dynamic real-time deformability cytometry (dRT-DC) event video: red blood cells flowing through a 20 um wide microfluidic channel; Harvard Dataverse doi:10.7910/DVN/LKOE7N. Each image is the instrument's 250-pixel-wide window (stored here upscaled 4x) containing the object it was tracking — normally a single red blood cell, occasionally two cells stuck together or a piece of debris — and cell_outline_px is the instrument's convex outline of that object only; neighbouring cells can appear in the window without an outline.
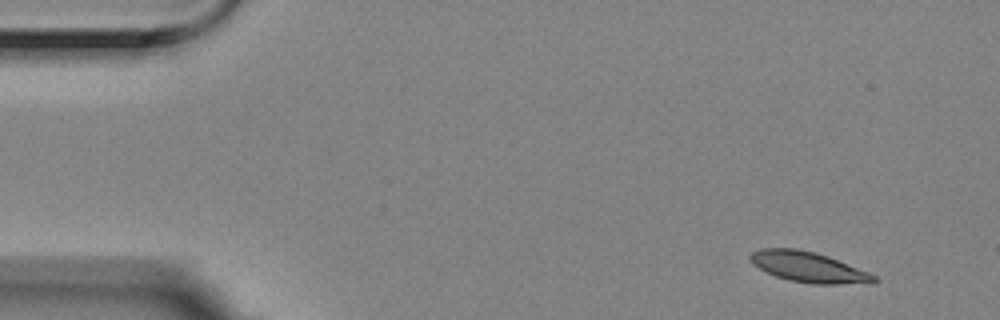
{"species": "Egyptian fruit bat (a non-hibernating species)", "species_latin": "Rousettus aegyptiacus", "temperature_condition": "room temperature", "stored_images_in_passage": 8, "camera_frame_rate_fps": 3000, "um_per_image_px": 0.085, "animal": {"sex": "female"}, "frame": {"image": 1, "passage_image": 1, "time_ms": 0.0, "image_size_px": [1000, 320], "cell_outline_px": [[880, 280], [876, 284], [812, 284], [788, 280], [776, 276], [752, 264], [748, 256], [752, 252], [760, 248], [796, 248], [816, 252], [828, 256], [868, 272], [876, 276]], "centroid_in_image_um": [68.76, 22.71], "position_along_channel_um": 16.2, "area_um2": 22.2}}
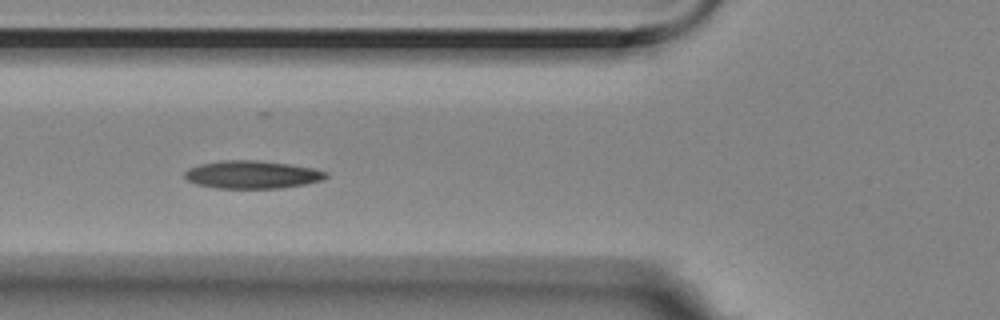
{"frame": {"image": 2, "passage_image": 5, "time_ms": 1.333, "image_size_px": [1000, 320], "cell_outline_px": [[328, 176], [320, 180], [304, 184], [280, 188], [216, 188], [196, 184], [188, 180], [184, 176], [184, 172], [188, 168], [200, 164], [220, 160], [256, 160], [288, 164], [312, 168], [328, 172]], "centroid_in_image_um": [21.39, 14.84], "position_along_channel_um": 104.4, "area_um2": 22.83}}
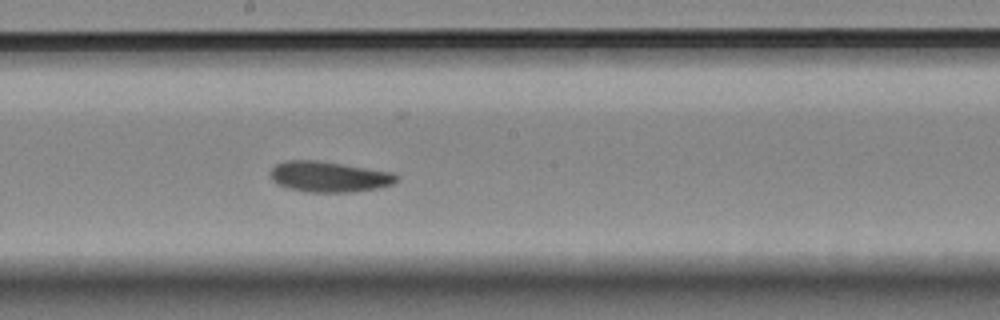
{"frame": {"image": 3, "passage_image": 8, "time_ms": 2.333, "image_size_px": [1000, 320], "cell_outline_px": [[400, 176], [392, 184], [380, 188], [352, 192], [308, 192], [288, 188], [276, 184], [272, 180], [268, 172], [276, 164], [284, 160], [316, 160], [392, 172]], "centroid_in_image_um": [27.93, 15.02], "position_along_channel_um": 220.3, "area_um2": 22.66}}